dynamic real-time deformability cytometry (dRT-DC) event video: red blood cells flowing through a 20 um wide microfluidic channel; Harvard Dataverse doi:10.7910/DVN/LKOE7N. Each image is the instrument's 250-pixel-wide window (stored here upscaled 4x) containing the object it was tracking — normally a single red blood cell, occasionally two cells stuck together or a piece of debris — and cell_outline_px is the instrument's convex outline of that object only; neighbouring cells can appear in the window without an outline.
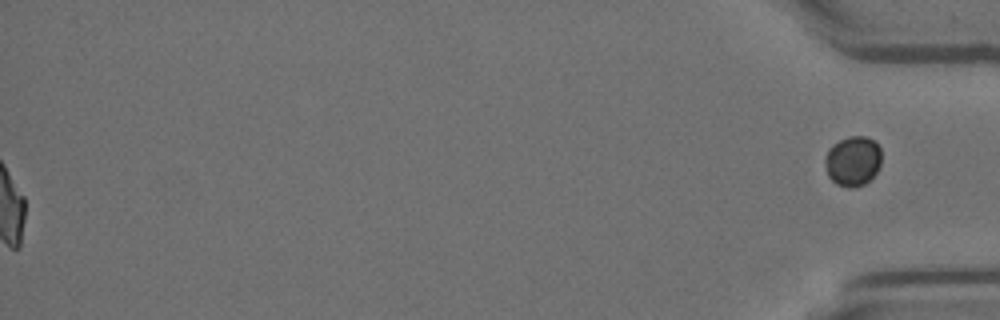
{"species": "Egyptian fruit bat (a non-hibernating species)", "species_latin": "Rousettus aegyptiacus", "temperature_condition": "room temperature", "stored_images_in_passage": 49, "segment_of_instrument_passage": [2, 2], "camera_frame_rate_fps": 3000, "um_per_image_px": 0.085, "animal": {"sex": "female"}, "frame": {"image": 1, "passage_image": 49, "time_ms": 16.0, "image_size_px": [1000, 320], "cell_outline_px": [[880, 168], [864, 184], [852, 188], [848, 188], [836, 184], [828, 176], [824, 164], [824, 156], [828, 148], [832, 144], [848, 136], [868, 136], [876, 140], [880, 148]], "centroid_in_image_um": [72.47, 13.66], "position_along_channel_um": 362.7, "area_um2": 16.76}}